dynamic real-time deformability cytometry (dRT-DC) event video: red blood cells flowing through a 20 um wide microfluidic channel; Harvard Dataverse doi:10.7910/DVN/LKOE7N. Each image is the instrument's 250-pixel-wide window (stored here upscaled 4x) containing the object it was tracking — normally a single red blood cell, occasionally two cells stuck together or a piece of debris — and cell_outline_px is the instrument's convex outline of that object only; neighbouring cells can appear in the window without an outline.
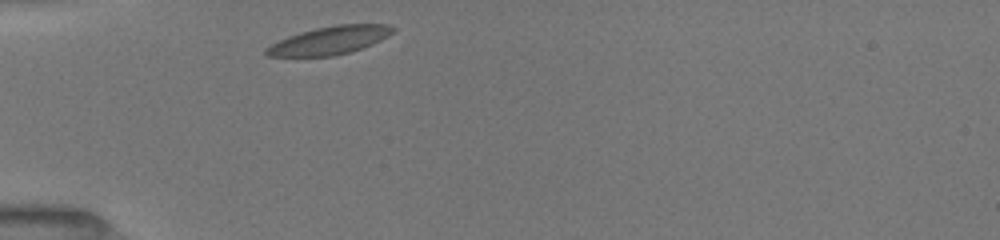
{"species": "common noctule bat (a hibernating species)", "species_latin": "Nyctalus noctula", "temperature_condition": "room temperature", "stored_images_in_passage": 33, "camera_frame_rate_fps": 3000, "um_per_image_px": 0.085, "animal": {"sex": "female", "body_mass_g": 19.5, "forearm_length_mm": 54.1}, "frame": {"image": 1, "passage_image": 1, "time_ms": 0.0, "image_size_px": [1000, 240], "cell_outline_px": [[396, 28], [388, 36], [372, 44], [348, 52], [332, 56], [268, 56], [264, 52], [264, 48], [288, 36], [300, 32], [316, 28], [336, 24], [388, 24]], "centroid_in_image_um": [28.01, 3.42], "position_along_channel_um": 57.0, "area_um2": 20.52}}
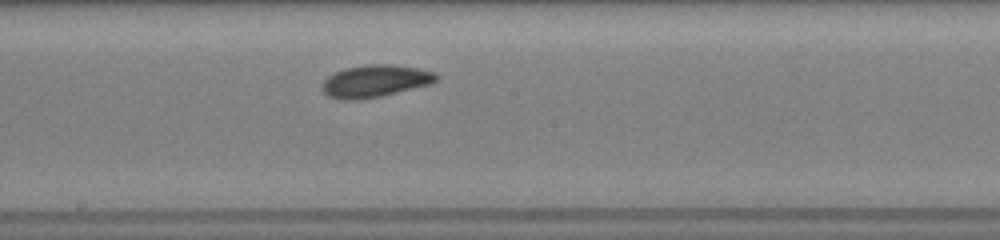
{"frame": {"image": 2, "passage_image": 14, "time_ms": 4.333, "image_size_px": [1000, 240], "cell_outline_px": [[440, 76], [432, 84], [380, 96], [360, 100], [340, 100], [328, 96], [320, 88], [324, 80], [328, 76], [344, 68], [368, 64], [388, 64], [416, 68], [432, 72]], "centroid_in_image_um": [31.85, 6.9], "position_along_channel_um": 216.3, "area_um2": 21.44}}
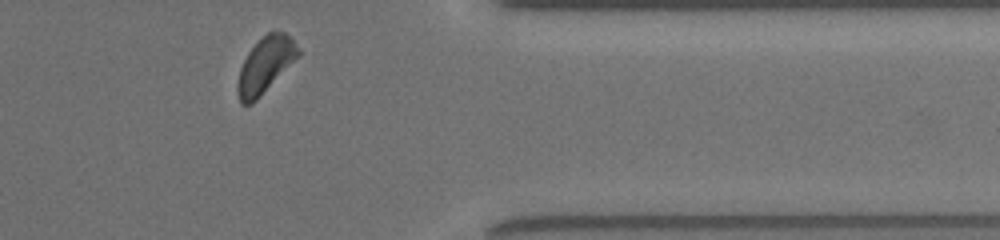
{"frame": {"image": 3, "passage_image": 30, "time_ms": 9.0, "image_size_px": [1000, 240], "cell_outline_px": [[300, 56], [252, 104], [240, 104], [236, 88], [236, 84], [240, 68], [248, 52], [268, 32], [284, 32], [292, 40], [300, 52]], "centroid_in_image_um": [22.53, 5.57], "position_along_channel_um": 388.9, "area_um2": 19.36}, "authors_computed_cell_mechanics": {"area_um2": 20.0566, "velocity_mm_per_s": 3.9499, "shape_relaxation_time_tau1_ms": 2.3425, "shape_relaxation_time_tau2_ms": 4.5464, "deformation_change_tau1": 0.0992, "deformation_change_tau2": 0.0953}}